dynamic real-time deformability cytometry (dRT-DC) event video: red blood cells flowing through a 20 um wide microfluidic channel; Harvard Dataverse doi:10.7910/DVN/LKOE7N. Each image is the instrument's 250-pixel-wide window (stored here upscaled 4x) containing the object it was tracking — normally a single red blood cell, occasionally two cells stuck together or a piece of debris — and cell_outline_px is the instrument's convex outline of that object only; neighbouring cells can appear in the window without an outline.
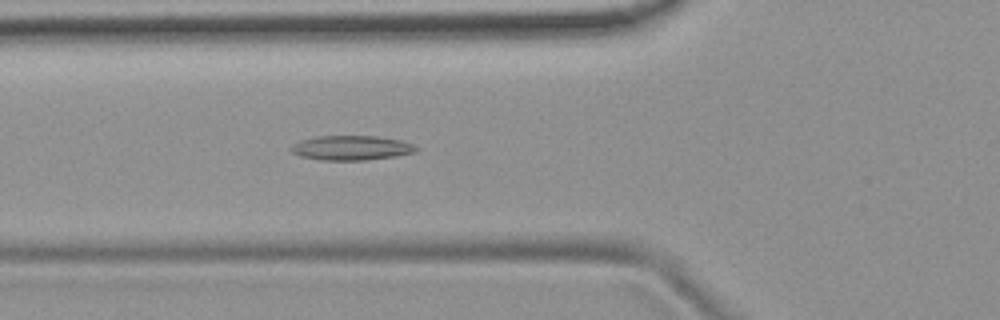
{"species": "common noctule bat (a hibernating species)", "species_latin": "Nyctalus noctula", "temperature_condition": "room temperature", "stored_images_in_passage": 5, "camera_frame_rate_fps": 3000, "um_per_image_px": 0.085, "animal": {"sex": "female", "body_mass_g": 19.9}, "frame": {"image": 1, "passage_image": 5, "time_ms": 5.667, "image_size_px": [1000, 320], "cell_outline_px": [[420, 148], [412, 152], [396, 156], [364, 160], [320, 160], [300, 156], [292, 152], [288, 148], [300, 140], [316, 136], [376, 136], [400, 140], [412, 144]], "centroid_in_image_um": [29.82, 12.56], "position_along_channel_um": 96.0, "area_um2": 17.86}}